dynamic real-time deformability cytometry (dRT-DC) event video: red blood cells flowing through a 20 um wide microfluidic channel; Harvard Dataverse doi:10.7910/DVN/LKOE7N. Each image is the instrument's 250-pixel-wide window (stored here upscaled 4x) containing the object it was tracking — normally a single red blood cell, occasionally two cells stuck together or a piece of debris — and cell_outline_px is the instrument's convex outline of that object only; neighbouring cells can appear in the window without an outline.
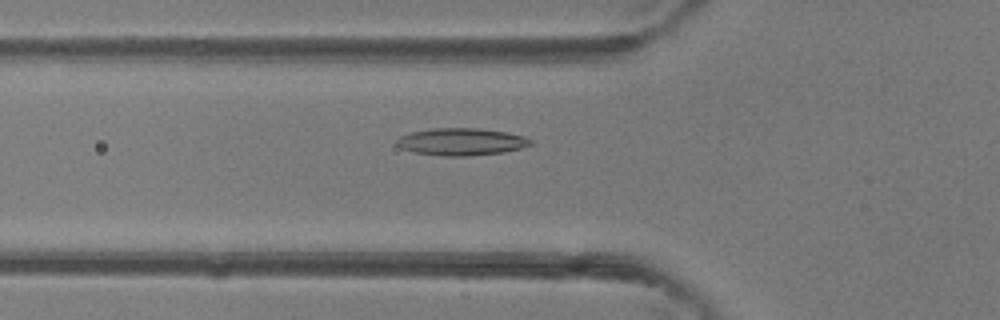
{"species": "common noctule bat (a hibernating species)", "species_latin": "Nyctalus noctula", "temperature_condition": "room temperature", "stored_images_in_passage": 33, "camera_frame_rate_fps": 3000, "um_per_image_px": 0.085, "animal": {"sex": "female"}, "frame": {"image": 1, "passage_image": 9, "time_ms": 2.667, "image_size_px": [1000, 320], "cell_outline_px": [[536, 144], [504, 152], [468, 156], [440, 156], [416, 152], [400, 148], [396, 144], [396, 140], [400, 136], [412, 132], [432, 128], [480, 128], [504, 132], [524, 136], [536, 140]], "centroid_in_image_um": [39.26, 12.05], "position_along_channel_um": 86.5, "area_um2": 21.44}}
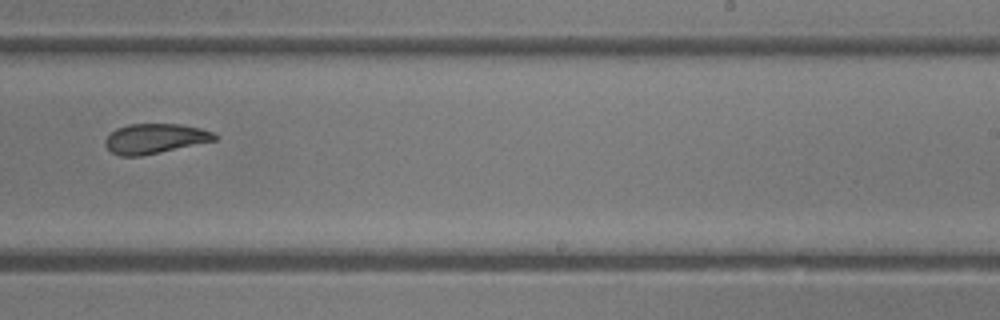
{"frame": {"image": 2, "passage_image": 22, "time_ms": 7.0, "image_size_px": [1000, 320], "cell_outline_px": [[220, 136], [216, 140], [160, 152], [140, 156], [120, 156], [112, 152], [104, 144], [104, 140], [116, 128], [128, 124], [184, 124], [200, 128], [212, 132]], "centroid_in_image_um": [13.18, 11.77], "position_along_channel_um": 275.8, "area_um2": 19.02}}
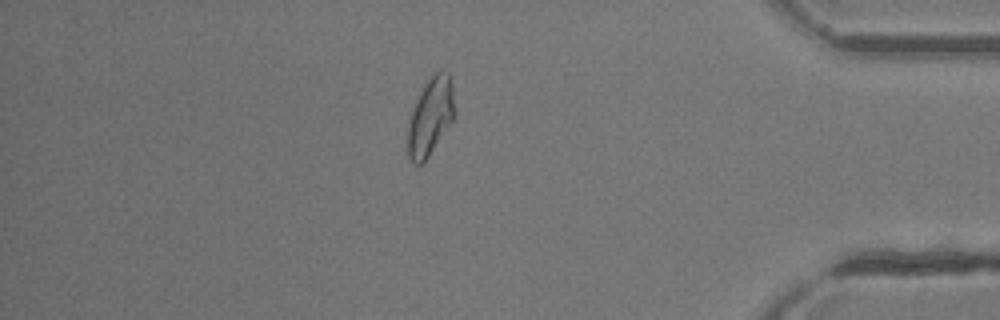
{"frame": {"image": 3, "passage_image": 33, "time_ms": 10.667, "image_size_px": [1000, 320], "cell_outline_px": [[456, 116], [428, 156], [420, 164], [416, 164], [408, 156], [408, 120], [412, 108], [424, 84], [436, 72], [444, 68], [448, 72], [452, 84], [456, 112]], "centroid_in_image_um": [36.61, 9.85], "position_along_channel_um": 398.6, "area_um2": 21.21}, "authors_computed_cell_mechanics": {"area_um2": 19.9988, "velocity_mm_per_s": 4.3549, "shape_relaxation_time_tau1_ms": 4.5199, "shape_relaxation_time_tau2_ms": 3.8743, "deformation_change_tau1": 0.1328, "deformation_change_tau2": 0.1115}}